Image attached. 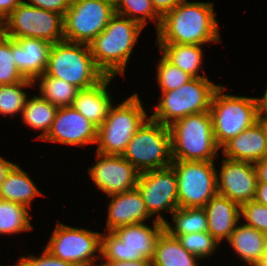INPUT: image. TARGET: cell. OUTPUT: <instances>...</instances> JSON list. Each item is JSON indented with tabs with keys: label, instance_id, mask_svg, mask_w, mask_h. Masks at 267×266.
<instances>
[{
	"label": "cell",
	"instance_id": "cell-17",
	"mask_svg": "<svg viewBox=\"0 0 267 266\" xmlns=\"http://www.w3.org/2000/svg\"><path fill=\"white\" fill-rule=\"evenodd\" d=\"M98 128L73 107H60L42 139L69 145L96 144Z\"/></svg>",
	"mask_w": 267,
	"mask_h": 266
},
{
	"label": "cell",
	"instance_id": "cell-30",
	"mask_svg": "<svg viewBox=\"0 0 267 266\" xmlns=\"http://www.w3.org/2000/svg\"><path fill=\"white\" fill-rule=\"evenodd\" d=\"M26 206L0 199V234H15L32 229Z\"/></svg>",
	"mask_w": 267,
	"mask_h": 266
},
{
	"label": "cell",
	"instance_id": "cell-35",
	"mask_svg": "<svg viewBox=\"0 0 267 266\" xmlns=\"http://www.w3.org/2000/svg\"><path fill=\"white\" fill-rule=\"evenodd\" d=\"M157 81L162 92H168L181 87L193 77L172 65L163 56L157 66Z\"/></svg>",
	"mask_w": 267,
	"mask_h": 266
},
{
	"label": "cell",
	"instance_id": "cell-38",
	"mask_svg": "<svg viewBox=\"0 0 267 266\" xmlns=\"http://www.w3.org/2000/svg\"><path fill=\"white\" fill-rule=\"evenodd\" d=\"M30 3L24 1L26 4L41 8L44 10L58 13L64 17L65 13L71 6L72 0H29Z\"/></svg>",
	"mask_w": 267,
	"mask_h": 266
},
{
	"label": "cell",
	"instance_id": "cell-4",
	"mask_svg": "<svg viewBox=\"0 0 267 266\" xmlns=\"http://www.w3.org/2000/svg\"><path fill=\"white\" fill-rule=\"evenodd\" d=\"M172 158L184 161H214L220 148L214 137L210 112L191 114L169 125Z\"/></svg>",
	"mask_w": 267,
	"mask_h": 266
},
{
	"label": "cell",
	"instance_id": "cell-1",
	"mask_svg": "<svg viewBox=\"0 0 267 266\" xmlns=\"http://www.w3.org/2000/svg\"><path fill=\"white\" fill-rule=\"evenodd\" d=\"M210 2L181 1L161 17L157 43L195 44L219 42V26Z\"/></svg>",
	"mask_w": 267,
	"mask_h": 266
},
{
	"label": "cell",
	"instance_id": "cell-6",
	"mask_svg": "<svg viewBox=\"0 0 267 266\" xmlns=\"http://www.w3.org/2000/svg\"><path fill=\"white\" fill-rule=\"evenodd\" d=\"M147 119L136 93L120 105L112 106L106 120L98 127L96 152L105 155H123L131 138Z\"/></svg>",
	"mask_w": 267,
	"mask_h": 266
},
{
	"label": "cell",
	"instance_id": "cell-34",
	"mask_svg": "<svg viewBox=\"0 0 267 266\" xmlns=\"http://www.w3.org/2000/svg\"><path fill=\"white\" fill-rule=\"evenodd\" d=\"M176 238L189 253L199 259L212 255L218 245V241L208 232L189 233Z\"/></svg>",
	"mask_w": 267,
	"mask_h": 266
},
{
	"label": "cell",
	"instance_id": "cell-28",
	"mask_svg": "<svg viewBox=\"0 0 267 266\" xmlns=\"http://www.w3.org/2000/svg\"><path fill=\"white\" fill-rule=\"evenodd\" d=\"M174 227L167 222L165 230L173 237L189 233L208 232L207 215L204 208H180L172 213Z\"/></svg>",
	"mask_w": 267,
	"mask_h": 266
},
{
	"label": "cell",
	"instance_id": "cell-21",
	"mask_svg": "<svg viewBox=\"0 0 267 266\" xmlns=\"http://www.w3.org/2000/svg\"><path fill=\"white\" fill-rule=\"evenodd\" d=\"M208 221V233L218 243L229 239L240 221V206L226 196L217 193L204 207Z\"/></svg>",
	"mask_w": 267,
	"mask_h": 266
},
{
	"label": "cell",
	"instance_id": "cell-46",
	"mask_svg": "<svg viewBox=\"0 0 267 266\" xmlns=\"http://www.w3.org/2000/svg\"><path fill=\"white\" fill-rule=\"evenodd\" d=\"M254 266H267V252L259 259Z\"/></svg>",
	"mask_w": 267,
	"mask_h": 266
},
{
	"label": "cell",
	"instance_id": "cell-27",
	"mask_svg": "<svg viewBox=\"0 0 267 266\" xmlns=\"http://www.w3.org/2000/svg\"><path fill=\"white\" fill-rule=\"evenodd\" d=\"M57 110L56 105L51 104L41 96L35 95L31 99H27L22 111L23 122L36 130H43L38 136L42 140L51 128Z\"/></svg>",
	"mask_w": 267,
	"mask_h": 266
},
{
	"label": "cell",
	"instance_id": "cell-10",
	"mask_svg": "<svg viewBox=\"0 0 267 266\" xmlns=\"http://www.w3.org/2000/svg\"><path fill=\"white\" fill-rule=\"evenodd\" d=\"M0 32L11 39L37 38L55 44L64 40L63 16L23 1L6 17Z\"/></svg>",
	"mask_w": 267,
	"mask_h": 266
},
{
	"label": "cell",
	"instance_id": "cell-7",
	"mask_svg": "<svg viewBox=\"0 0 267 266\" xmlns=\"http://www.w3.org/2000/svg\"><path fill=\"white\" fill-rule=\"evenodd\" d=\"M223 91L222 85L215 90L209 109L215 141L220 148L259 120L256 97L233 96Z\"/></svg>",
	"mask_w": 267,
	"mask_h": 266
},
{
	"label": "cell",
	"instance_id": "cell-25",
	"mask_svg": "<svg viewBox=\"0 0 267 266\" xmlns=\"http://www.w3.org/2000/svg\"><path fill=\"white\" fill-rule=\"evenodd\" d=\"M198 257L189 253L167 230L159 236L154 256L151 260L152 266H198Z\"/></svg>",
	"mask_w": 267,
	"mask_h": 266
},
{
	"label": "cell",
	"instance_id": "cell-5",
	"mask_svg": "<svg viewBox=\"0 0 267 266\" xmlns=\"http://www.w3.org/2000/svg\"><path fill=\"white\" fill-rule=\"evenodd\" d=\"M153 229L144 223L122 226L101 235V256L106 261L152 260L157 240L165 224L153 221Z\"/></svg>",
	"mask_w": 267,
	"mask_h": 266
},
{
	"label": "cell",
	"instance_id": "cell-31",
	"mask_svg": "<svg viewBox=\"0 0 267 266\" xmlns=\"http://www.w3.org/2000/svg\"><path fill=\"white\" fill-rule=\"evenodd\" d=\"M36 82L30 79H24L22 82L10 84V85H0V114L10 115L11 117L15 113L22 111L27 102V94L23 87L33 86Z\"/></svg>",
	"mask_w": 267,
	"mask_h": 266
},
{
	"label": "cell",
	"instance_id": "cell-14",
	"mask_svg": "<svg viewBox=\"0 0 267 266\" xmlns=\"http://www.w3.org/2000/svg\"><path fill=\"white\" fill-rule=\"evenodd\" d=\"M136 187L149 215L158 213L155 220L166 224L159 212L166 210L172 214L179 207L177 176L173 166L140 173Z\"/></svg>",
	"mask_w": 267,
	"mask_h": 266
},
{
	"label": "cell",
	"instance_id": "cell-8",
	"mask_svg": "<svg viewBox=\"0 0 267 266\" xmlns=\"http://www.w3.org/2000/svg\"><path fill=\"white\" fill-rule=\"evenodd\" d=\"M122 156L140 173L170 166L173 158L169 126L149 117L131 138Z\"/></svg>",
	"mask_w": 267,
	"mask_h": 266
},
{
	"label": "cell",
	"instance_id": "cell-33",
	"mask_svg": "<svg viewBox=\"0 0 267 266\" xmlns=\"http://www.w3.org/2000/svg\"><path fill=\"white\" fill-rule=\"evenodd\" d=\"M26 79L15 65L12 55V39L0 32V85H10Z\"/></svg>",
	"mask_w": 267,
	"mask_h": 266
},
{
	"label": "cell",
	"instance_id": "cell-40",
	"mask_svg": "<svg viewBox=\"0 0 267 266\" xmlns=\"http://www.w3.org/2000/svg\"><path fill=\"white\" fill-rule=\"evenodd\" d=\"M98 266H152L151 260L143 259L137 261H106Z\"/></svg>",
	"mask_w": 267,
	"mask_h": 266
},
{
	"label": "cell",
	"instance_id": "cell-48",
	"mask_svg": "<svg viewBox=\"0 0 267 266\" xmlns=\"http://www.w3.org/2000/svg\"><path fill=\"white\" fill-rule=\"evenodd\" d=\"M5 19H6V16L0 11V26L3 24Z\"/></svg>",
	"mask_w": 267,
	"mask_h": 266
},
{
	"label": "cell",
	"instance_id": "cell-9",
	"mask_svg": "<svg viewBox=\"0 0 267 266\" xmlns=\"http://www.w3.org/2000/svg\"><path fill=\"white\" fill-rule=\"evenodd\" d=\"M219 86L208 77L192 78L175 90L162 92L161 101L150 118L169 126L188 115L208 112L213 93Z\"/></svg>",
	"mask_w": 267,
	"mask_h": 266
},
{
	"label": "cell",
	"instance_id": "cell-41",
	"mask_svg": "<svg viewBox=\"0 0 267 266\" xmlns=\"http://www.w3.org/2000/svg\"><path fill=\"white\" fill-rule=\"evenodd\" d=\"M254 167L257 174V183L267 184V158L254 162Z\"/></svg>",
	"mask_w": 267,
	"mask_h": 266
},
{
	"label": "cell",
	"instance_id": "cell-15",
	"mask_svg": "<svg viewBox=\"0 0 267 266\" xmlns=\"http://www.w3.org/2000/svg\"><path fill=\"white\" fill-rule=\"evenodd\" d=\"M97 162L88 168L97 187L107 196L121 194L136 188L140 172L122 155H105L97 152Z\"/></svg>",
	"mask_w": 267,
	"mask_h": 266
},
{
	"label": "cell",
	"instance_id": "cell-36",
	"mask_svg": "<svg viewBox=\"0 0 267 266\" xmlns=\"http://www.w3.org/2000/svg\"><path fill=\"white\" fill-rule=\"evenodd\" d=\"M240 216L247 220L246 225L267 235V206L248 201L240 206Z\"/></svg>",
	"mask_w": 267,
	"mask_h": 266
},
{
	"label": "cell",
	"instance_id": "cell-39",
	"mask_svg": "<svg viewBox=\"0 0 267 266\" xmlns=\"http://www.w3.org/2000/svg\"><path fill=\"white\" fill-rule=\"evenodd\" d=\"M181 1L183 0H151L154 9L161 17L173 10Z\"/></svg>",
	"mask_w": 267,
	"mask_h": 266
},
{
	"label": "cell",
	"instance_id": "cell-43",
	"mask_svg": "<svg viewBox=\"0 0 267 266\" xmlns=\"http://www.w3.org/2000/svg\"><path fill=\"white\" fill-rule=\"evenodd\" d=\"M22 2V0H0V11L7 17Z\"/></svg>",
	"mask_w": 267,
	"mask_h": 266
},
{
	"label": "cell",
	"instance_id": "cell-45",
	"mask_svg": "<svg viewBox=\"0 0 267 266\" xmlns=\"http://www.w3.org/2000/svg\"><path fill=\"white\" fill-rule=\"evenodd\" d=\"M15 164L0 157V186L5 180L7 173L12 169Z\"/></svg>",
	"mask_w": 267,
	"mask_h": 266
},
{
	"label": "cell",
	"instance_id": "cell-29",
	"mask_svg": "<svg viewBox=\"0 0 267 266\" xmlns=\"http://www.w3.org/2000/svg\"><path fill=\"white\" fill-rule=\"evenodd\" d=\"M40 80V96L51 104L60 107H71L79 89L68 82L47 76L45 73L37 77Z\"/></svg>",
	"mask_w": 267,
	"mask_h": 266
},
{
	"label": "cell",
	"instance_id": "cell-32",
	"mask_svg": "<svg viewBox=\"0 0 267 266\" xmlns=\"http://www.w3.org/2000/svg\"><path fill=\"white\" fill-rule=\"evenodd\" d=\"M115 13L129 19L137 21L141 26L145 27L147 18L156 22L158 29L161 23V16L154 9L151 0H118L115 5ZM140 15H138V14Z\"/></svg>",
	"mask_w": 267,
	"mask_h": 266
},
{
	"label": "cell",
	"instance_id": "cell-37",
	"mask_svg": "<svg viewBox=\"0 0 267 266\" xmlns=\"http://www.w3.org/2000/svg\"><path fill=\"white\" fill-rule=\"evenodd\" d=\"M13 266H77L68 261H63L54 257L49 251L44 249L42 255L38 258L30 254L28 257L19 258L16 265Z\"/></svg>",
	"mask_w": 267,
	"mask_h": 266
},
{
	"label": "cell",
	"instance_id": "cell-20",
	"mask_svg": "<svg viewBox=\"0 0 267 266\" xmlns=\"http://www.w3.org/2000/svg\"><path fill=\"white\" fill-rule=\"evenodd\" d=\"M108 197L112 198L108 207L106 225L108 231H114L122 226L143 223L150 217L137 187Z\"/></svg>",
	"mask_w": 267,
	"mask_h": 266
},
{
	"label": "cell",
	"instance_id": "cell-2",
	"mask_svg": "<svg viewBox=\"0 0 267 266\" xmlns=\"http://www.w3.org/2000/svg\"><path fill=\"white\" fill-rule=\"evenodd\" d=\"M143 28L137 21L115 14L107 27L89 44L94 62L105 76L124 73Z\"/></svg>",
	"mask_w": 267,
	"mask_h": 266
},
{
	"label": "cell",
	"instance_id": "cell-16",
	"mask_svg": "<svg viewBox=\"0 0 267 266\" xmlns=\"http://www.w3.org/2000/svg\"><path fill=\"white\" fill-rule=\"evenodd\" d=\"M221 172L217 173V192L241 206L255 197L257 174L254 163L222 160ZM220 178V180H219Z\"/></svg>",
	"mask_w": 267,
	"mask_h": 266
},
{
	"label": "cell",
	"instance_id": "cell-13",
	"mask_svg": "<svg viewBox=\"0 0 267 266\" xmlns=\"http://www.w3.org/2000/svg\"><path fill=\"white\" fill-rule=\"evenodd\" d=\"M45 249L54 257L77 266H91L101 254V234L88 229L74 228L57 223Z\"/></svg>",
	"mask_w": 267,
	"mask_h": 266
},
{
	"label": "cell",
	"instance_id": "cell-44",
	"mask_svg": "<svg viewBox=\"0 0 267 266\" xmlns=\"http://www.w3.org/2000/svg\"><path fill=\"white\" fill-rule=\"evenodd\" d=\"M257 109L259 118H267V89L263 98H257Z\"/></svg>",
	"mask_w": 267,
	"mask_h": 266
},
{
	"label": "cell",
	"instance_id": "cell-12",
	"mask_svg": "<svg viewBox=\"0 0 267 266\" xmlns=\"http://www.w3.org/2000/svg\"><path fill=\"white\" fill-rule=\"evenodd\" d=\"M115 14V7L106 1L72 0L63 17L64 40L90 44Z\"/></svg>",
	"mask_w": 267,
	"mask_h": 266
},
{
	"label": "cell",
	"instance_id": "cell-3",
	"mask_svg": "<svg viewBox=\"0 0 267 266\" xmlns=\"http://www.w3.org/2000/svg\"><path fill=\"white\" fill-rule=\"evenodd\" d=\"M45 74L79 90L91 88L106 77L96 66L89 44L65 40L52 44Z\"/></svg>",
	"mask_w": 267,
	"mask_h": 266
},
{
	"label": "cell",
	"instance_id": "cell-47",
	"mask_svg": "<svg viewBox=\"0 0 267 266\" xmlns=\"http://www.w3.org/2000/svg\"><path fill=\"white\" fill-rule=\"evenodd\" d=\"M263 130L266 136V144H267V118H263Z\"/></svg>",
	"mask_w": 267,
	"mask_h": 266
},
{
	"label": "cell",
	"instance_id": "cell-18",
	"mask_svg": "<svg viewBox=\"0 0 267 266\" xmlns=\"http://www.w3.org/2000/svg\"><path fill=\"white\" fill-rule=\"evenodd\" d=\"M52 44L37 38L12 39V55L19 72L30 80L44 74Z\"/></svg>",
	"mask_w": 267,
	"mask_h": 266
},
{
	"label": "cell",
	"instance_id": "cell-42",
	"mask_svg": "<svg viewBox=\"0 0 267 266\" xmlns=\"http://www.w3.org/2000/svg\"><path fill=\"white\" fill-rule=\"evenodd\" d=\"M253 200L257 203L267 206V184L266 183H257L255 197Z\"/></svg>",
	"mask_w": 267,
	"mask_h": 266
},
{
	"label": "cell",
	"instance_id": "cell-26",
	"mask_svg": "<svg viewBox=\"0 0 267 266\" xmlns=\"http://www.w3.org/2000/svg\"><path fill=\"white\" fill-rule=\"evenodd\" d=\"M162 56L172 65L180 68L193 78H202L198 71L201 67L203 51L202 45L157 43Z\"/></svg>",
	"mask_w": 267,
	"mask_h": 266
},
{
	"label": "cell",
	"instance_id": "cell-24",
	"mask_svg": "<svg viewBox=\"0 0 267 266\" xmlns=\"http://www.w3.org/2000/svg\"><path fill=\"white\" fill-rule=\"evenodd\" d=\"M42 193L37 189L27 172L14 165L0 186V199L30 207L31 200Z\"/></svg>",
	"mask_w": 267,
	"mask_h": 266
},
{
	"label": "cell",
	"instance_id": "cell-23",
	"mask_svg": "<svg viewBox=\"0 0 267 266\" xmlns=\"http://www.w3.org/2000/svg\"><path fill=\"white\" fill-rule=\"evenodd\" d=\"M228 241L250 266H254L267 252V235L246 224L236 226Z\"/></svg>",
	"mask_w": 267,
	"mask_h": 266
},
{
	"label": "cell",
	"instance_id": "cell-19",
	"mask_svg": "<svg viewBox=\"0 0 267 266\" xmlns=\"http://www.w3.org/2000/svg\"><path fill=\"white\" fill-rule=\"evenodd\" d=\"M222 147L223 155L230 160L254 163L267 158L263 118H259L253 126L231 138Z\"/></svg>",
	"mask_w": 267,
	"mask_h": 266
},
{
	"label": "cell",
	"instance_id": "cell-11",
	"mask_svg": "<svg viewBox=\"0 0 267 266\" xmlns=\"http://www.w3.org/2000/svg\"><path fill=\"white\" fill-rule=\"evenodd\" d=\"M180 208H204L218 193L213 161L173 160Z\"/></svg>",
	"mask_w": 267,
	"mask_h": 266
},
{
	"label": "cell",
	"instance_id": "cell-22",
	"mask_svg": "<svg viewBox=\"0 0 267 266\" xmlns=\"http://www.w3.org/2000/svg\"><path fill=\"white\" fill-rule=\"evenodd\" d=\"M112 78V76H106L97 85L79 90L71 106L97 128L106 120L113 106L112 98L106 89Z\"/></svg>",
	"mask_w": 267,
	"mask_h": 266
},
{
	"label": "cell",
	"instance_id": "cell-49",
	"mask_svg": "<svg viewBox=\"0 0 267 266\" xmlns=\"http://www.w3.org/2000/svg\"><path fill=\"white\" fill-rule=\"evenodd\" d=\"M102 1H106V2L110 3L111 5H113L114 7L118 2V0H102Z\"/></svg>",
	"mask_w": 267,
	"mask_h": 266
}]
</instances>
